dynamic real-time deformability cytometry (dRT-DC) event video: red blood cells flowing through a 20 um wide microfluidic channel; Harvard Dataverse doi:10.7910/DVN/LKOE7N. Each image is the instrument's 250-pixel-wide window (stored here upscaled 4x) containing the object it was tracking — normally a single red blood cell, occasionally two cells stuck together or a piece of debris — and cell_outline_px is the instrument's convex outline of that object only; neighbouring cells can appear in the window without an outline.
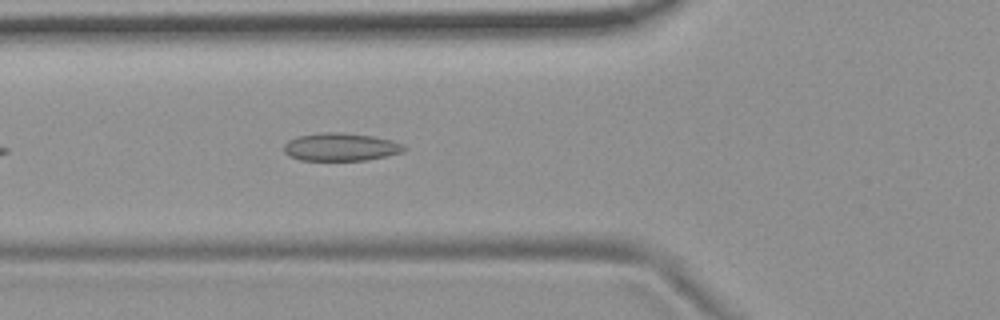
{"species": "common noctule bat (a hibernating species)", "species_latin": "Nyctalus noctula", "temperature_condition": "room temperature", "stored_images_in_passage": 4, "camera_frame_rate_fps": 3000, "um_per_image_px": 0.085, "animal": {"sex": "female", "body_mass_g": 19.9}, "frame": {"image": 1, "passage_image": 4, "time_ms": 3.333, "image_size_px": [1000, 320], "cell_outline_px": [[408, 148], [404, 152], [364, 160], [300, 160], [288, 156], [284, 152], [284, 144], [288, 140], [296, 136], [320, 132], [344, 132], [372, 136], [392, 140], [404, 144]], "centroid_in_image_um": [28.95, 12.48], "position_along_channel_um": 96.9, "area_um2": 19.77}}